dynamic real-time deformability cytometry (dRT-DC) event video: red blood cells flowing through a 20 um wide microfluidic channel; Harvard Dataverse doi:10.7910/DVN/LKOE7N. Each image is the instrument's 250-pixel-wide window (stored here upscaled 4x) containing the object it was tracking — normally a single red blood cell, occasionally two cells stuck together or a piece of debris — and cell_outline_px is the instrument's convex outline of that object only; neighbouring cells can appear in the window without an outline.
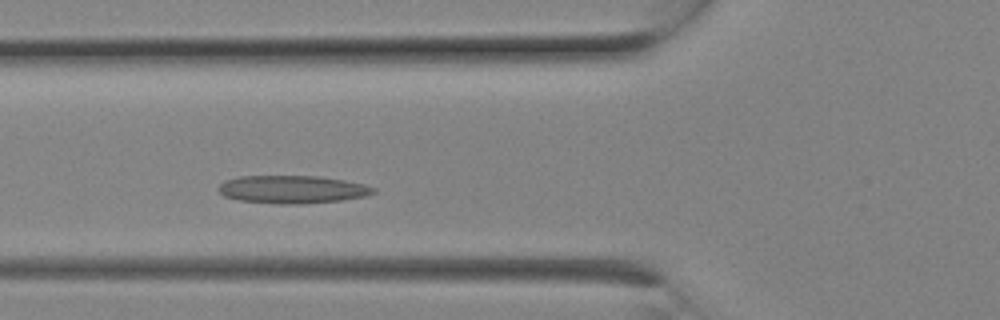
{"species": "Egyptian fruit bat (a non-hibernating species)", "species_latin": "Rousettus aegyptiacus", "temperature_condition": "room temperature", "stored_images_in_passage": 6, "camera_frame_rate_fps": 3000, "um_per_image_px": 0.085, "animal": {"sex": "female"}, "frame": {"image": 1, "passage_image": 5, "time_ms": 1.333, "image_size_px": [1000, 320], "cell_outline_px": [[376, 192], [364, 196], [340, 200], [296, 204], [280, 204], [240, 200], [224, 196], [220, 192], [220, 184], [224, 180], [240, 176], [316, 176], [344, 180], [364, 184], [376, 188]], "centroid_in_image_um": [24.85, 16.09], "position_along_channel_um": 101.0, "area_um2": 24.91}}
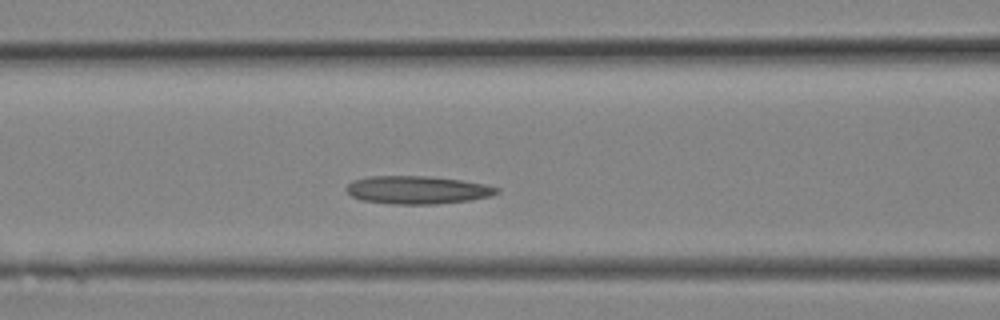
{"frame": {"image": 2, "passage_image": 6, "time_ms": 1.667, "image_size_px": [1000, 320], "cell_outline_px": [[500, 192], [492, 196], [468, 200], [436, 204], [392, 204], [360, 200], [352, 196], [344, 188], [352, 180], [368, 176], [428, 176], [460, 180], [484, 184], [500, 188]], "centroid_in_image_um": [35.45, 16.14], "position_along_channel_um": 131.1, "area_um2": 24.62}}